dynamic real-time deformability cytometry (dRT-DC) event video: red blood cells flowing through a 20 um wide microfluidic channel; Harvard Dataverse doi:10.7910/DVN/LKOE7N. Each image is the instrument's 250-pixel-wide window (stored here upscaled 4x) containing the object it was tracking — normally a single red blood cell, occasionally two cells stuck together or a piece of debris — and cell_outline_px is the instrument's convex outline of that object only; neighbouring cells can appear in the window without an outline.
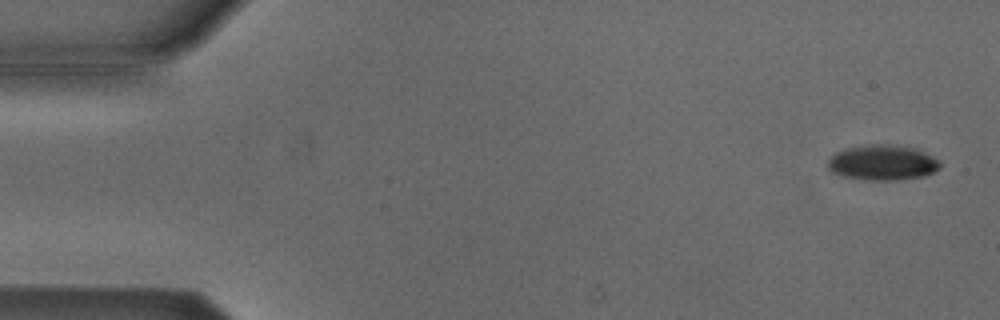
{"species": "Egyptian fruit bat (a non-hibernating species)", "species_latin": "Rousettus aegyptiacus", "temperature_condition": "cold", "stored_images_in_passage": 53, "camera_frame_rate_fps": 3000, "um_per_image_px": 0.085, "animal": {"sex": "male"}, "frame": {"image": 1, "passage_image": 2, "time_ms": 0.333, "image_size_px": [1000, 320], "cell_outline_px": [[940, 168], [924, 176], [896, 180], [864, 180], [844, 176], [832, 172], [828, 168], [828, 160], [836, 152], [848, 148], [868, 144], [888, 144], [916, 148], [940, 160]], "centroid_in_image_um": [75.03, 13.82], "position_along_channel_um": 10.0, "area_um2": 23.06}}
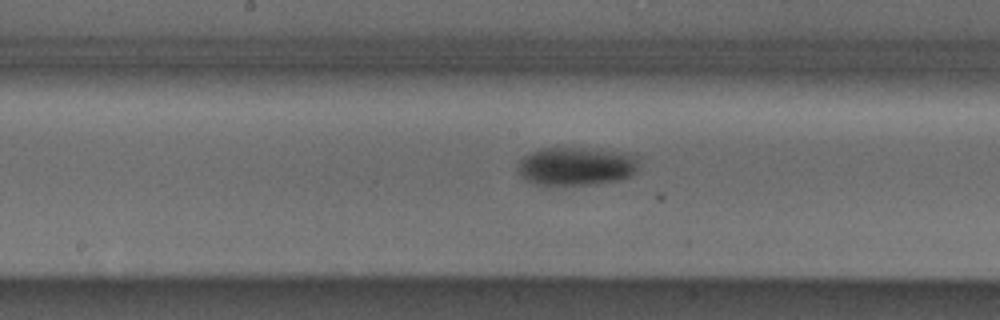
{"frame": {"image": 2, "passage_image": 27, "time_ms": 8.667, "image_size_px": [1000, 320], "cell_outline_px": [[640, 156], [636, 172], [620, 180], [596, 184], [532, 184], [524, 180], [516, 172], [520, 160], [524, 156], [540, 148], [600, 148]], "centroid_in_image_um": [48.98, 14.12], "position_along_channel_um": 199.2, "area_um2": 27.4}}
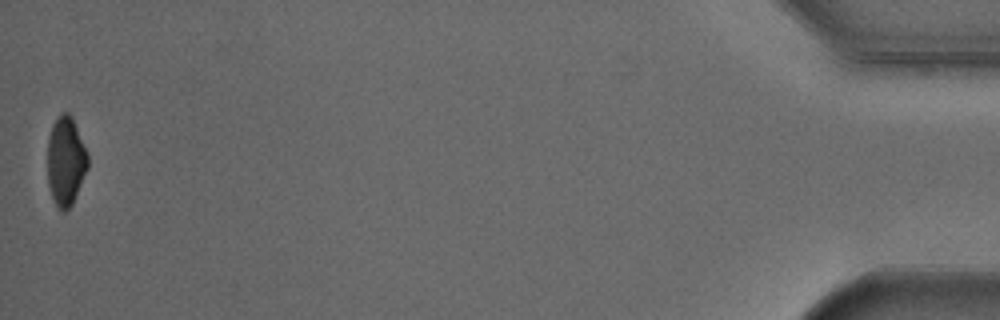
{"frame": {"image": 3, "passage_image": 53, "time_ms": 17.333, "image_size_px": [1000, 320], "cell_outline_px": [[88, 168], [72, 204], [64, 212], [60, 212], [52, 196], [48, 184], [48, 140], [52, 124], [56, 116], [60, 112], [68, 112], [72, 116], [88, 152]], "centroid_in_image_um": [5.59, 13.65], "position_along_channel_um": 429.6, "area_um2": 21.1}, "authors_computed_cell_mechanics": {"area_um2": 24.6806, "velocity_mm_per_s": 3.8249, "shape_relaxation_time_tau1_ms": 2.293, "shape_relaxation_time_tau2_ms": null, "deformation_change_tau1": 0.0975, "deformation_change_tau2": null}}